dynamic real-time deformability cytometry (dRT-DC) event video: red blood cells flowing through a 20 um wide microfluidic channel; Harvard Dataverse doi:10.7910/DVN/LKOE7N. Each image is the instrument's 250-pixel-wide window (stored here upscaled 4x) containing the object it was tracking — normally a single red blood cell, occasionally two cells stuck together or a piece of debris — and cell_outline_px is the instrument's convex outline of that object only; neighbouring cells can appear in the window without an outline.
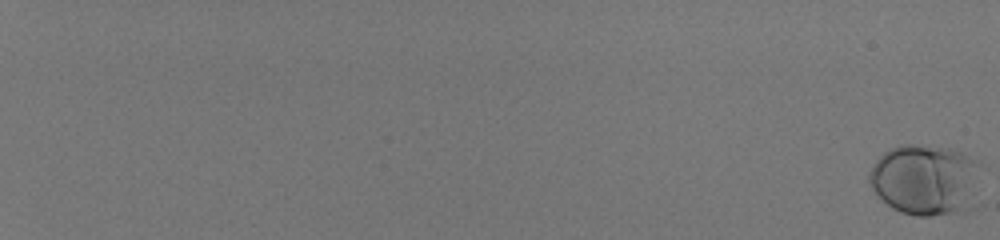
{"species": "human", "species_latin": "Homo sapiens", "temperature_condition": "room temperature", "stored_images_in_passage": 60, "camera_frame_rate_fps": 3000, "um_per_image_px": 0.085, "donor": {"sex": "male"}, "frame": {"image": 1, "passage_image": 1, "time_ms": 0.0, "image_size_px": [1000, 240], "cell_outline_px": [[980, 164], [956, 208], [948, 212], [928, 216], [916, 216], [900, 212], [892, 208], [872, 188], [868, 180], [868, 176], [876, 160], [884, 152], [892, 148], [904, 144], [912, 144], [948, 148], [960, 152], [980, 160]], "centroid_in_image_um": [78.41, 15.17], "position_along_channel_um": 6.6, "area_um2": 42.95}}
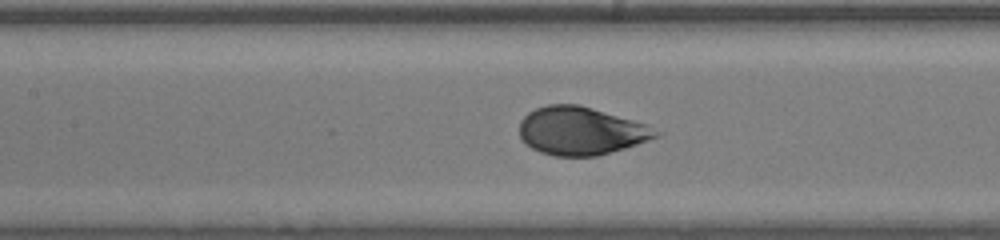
{"frame": {"image": 2, "passage_image": 36, "time_ms": 11.667, "image_size_px": [1000, 240], "cell_outline_px": [[660, 136], [624, 148], [596, 156], [552, 156], [540, 152], [532, 148], [520, 136], [520, 120], [528, 112], [536, 108], [548, 104], [580, 104], [648, 124], [660, 132]], "centroid_in_image_um": [49.38, 11.11], "position_along_channel_um": 158.0, "area_um2": 38.21}}
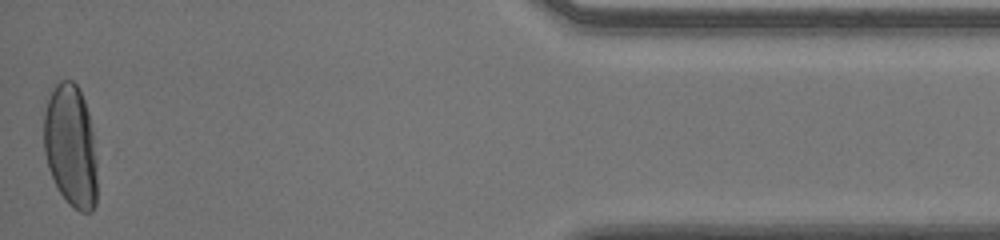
{"frame": {"image": 3, "passage_image": 60, "time_ms": 19.667, "image_size_px": [1000, 240], "cell_outline_px": [[96, 204], [92, 212], [80, 212], [68, 204], [60, 192], [48, 168], [44, 152], [44, 112], [52, 88], [60, 80], [72, 80], [80, 88], [88, 112], [92, 132], [96, 156]], "centroid_in_image_um": [6.01, 12.41], "position_along_channel_um": 429.2, "area_um2": 38.21}, "authors_computed_cell_mechanics": {"area_um2": 39.6797, "velocity_mm_per_s": 4.0117, "shape_relaxation_time_tau1_ms": 3.3874, "shape_relaxation_time_tau2_ms": null, "deformation_change_tau1": 0.1661, "deformation_change_tau2": null}}